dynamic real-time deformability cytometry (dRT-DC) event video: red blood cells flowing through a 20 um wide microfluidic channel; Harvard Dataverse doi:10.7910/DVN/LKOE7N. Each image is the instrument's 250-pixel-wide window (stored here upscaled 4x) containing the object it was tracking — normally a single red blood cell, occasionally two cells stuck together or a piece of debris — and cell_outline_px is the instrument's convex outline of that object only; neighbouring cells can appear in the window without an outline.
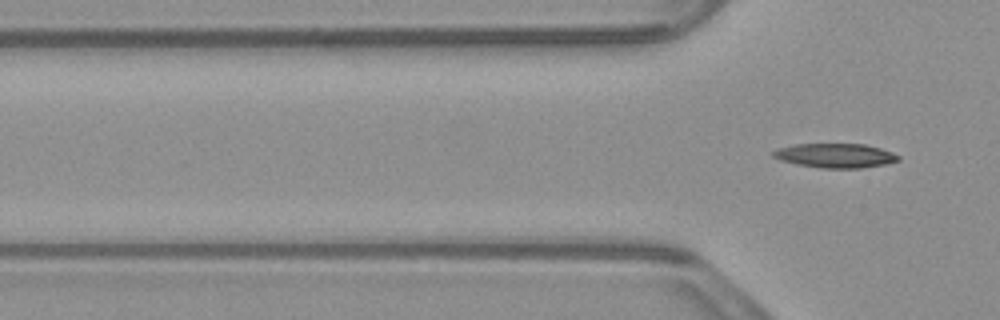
{"species": "common noctule bat (a hibernating species)", "species_latin": "Nyctalus noctula", "temperature_condition": "warm", "stored_images_in_passage": 2, "camera_frame_rate_fps": 3000, "um_per_image_px": 0.085, "animal": {"sex": "male", "body_mass_g": 23.1, "forearm_length_mm": 52.7}, "frame": {"image": 1, "passage_image": 2, "time_ms": 0.333, "image_size_px": [1000, 320], "cell_outline_px": [[900, 160], [884, 164], [860, 168], [820, 168], [796, 164], [780, 160], [772, 156], [772, 152], [776, 148], [796, 144], [864, 144], [880, 148], [892, 152], [900, 156]], "centroid_in_image_um": [70.98, 13.22], "position_along_channel_um": 54.8, "area_um2": 17.74}}